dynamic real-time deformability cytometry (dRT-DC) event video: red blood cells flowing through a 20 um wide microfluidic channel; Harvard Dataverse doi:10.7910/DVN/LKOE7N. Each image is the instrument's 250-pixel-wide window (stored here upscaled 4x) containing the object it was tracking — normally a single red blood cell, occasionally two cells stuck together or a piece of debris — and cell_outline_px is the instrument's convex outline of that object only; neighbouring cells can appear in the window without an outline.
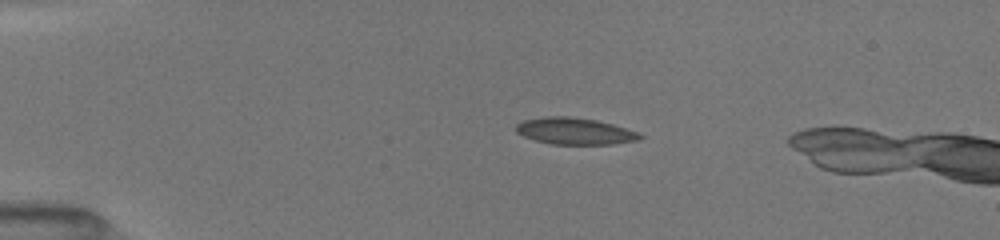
{"species": "common noctule bat (a hibernating species)", "species_latin": "Nyctalus noctula", "temperature_condition": "room temperature", "stored_images_in_passage": 42, "camera_frame_rate_fps": 3000, "um_per_image_px": 0.085, "animal": {"sex": "female", "body_mass_g": 19.5, "forearm_length_mm": 54.1}, "frame": {"image": 1, "passage_image": 11, "time_ms": 3.333, "image_size_px": [1000, 240], "cell_outline_px": [[640, 136], [628, 140], [604, 144], [556, 144], [536, 140], [520, 132], [516, 128], [520, 124], [528, 120], [560, 116], [592, 120], [608, 124], [632, 132]], "centroid_in_image_um": [48.76, 11.16], "position_along_channel_um": 36.2, "area_um2": 17.22}}
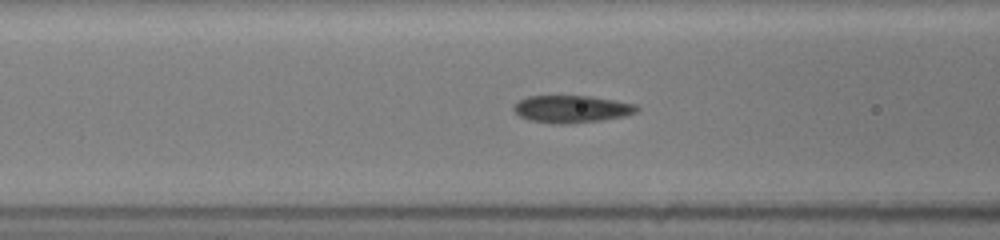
{"frame": {"image": 2, "passage_image": 34, "time_ms": 6.667, "image_size_px": [1000, 240], "cell_outline_px": [[636, 112], [620, 116], [600, 120], [572, 124], [556, 124], [532, 120], [520, 116], [516, 112], [516, 104], [520, 100], [532, 96], [588, 96], [612, 100], [632, 104], [636, 108]], "centroid_in_image_um": [48.56, 9.27], "position_along_channel_um": 118.0, "area_um2": 18.84}}
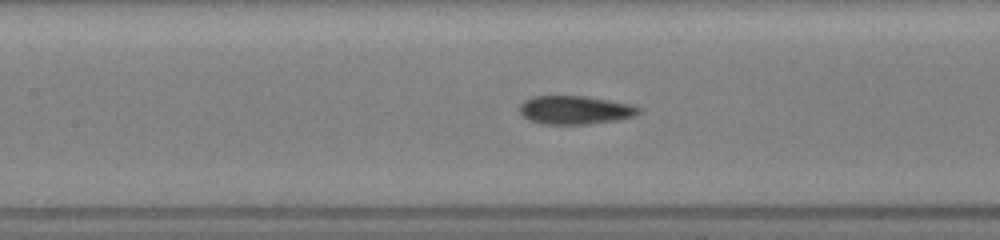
{"frame": {"image": 3, "passage_image": 40, "time_ms": 7.667, "image_size_px": [1000, 240], "cell_outline_px": [[636, 112], [628, 116], [612, 120], [584, 124], [544, 124], [532, 120], [524, 116], [520, 112], [520, 104], [536, 96], [580, 96], [604, 100], [624, 104], [636, 108]], "centroid_in_image_um": [48.72, 9.35], "position_along_channel_um": 158.7, "area_um2": 18.44}}